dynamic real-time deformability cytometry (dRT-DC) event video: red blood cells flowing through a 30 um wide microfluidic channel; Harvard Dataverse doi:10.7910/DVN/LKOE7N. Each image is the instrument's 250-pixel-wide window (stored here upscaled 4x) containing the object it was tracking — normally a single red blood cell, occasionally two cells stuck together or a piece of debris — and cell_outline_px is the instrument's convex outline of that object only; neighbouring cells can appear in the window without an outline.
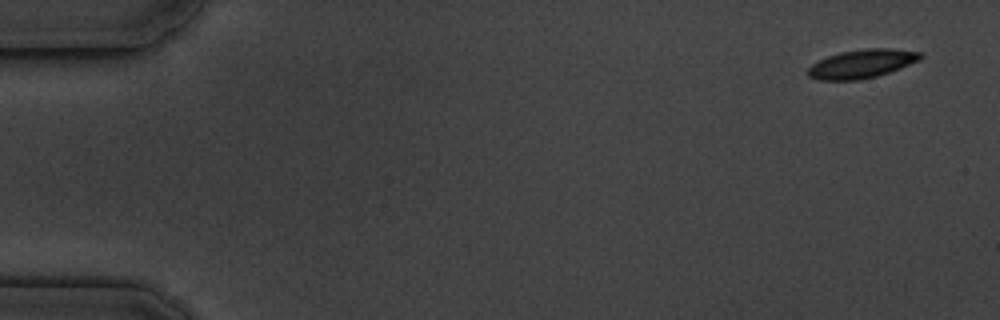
{"species": "common noctule bat (a hibernating species)", "species_latin": "Nyctalus noctula", "temperature_condition": "cold", "stored_images_in_passage": 4, "camera_frame_rate_fps": 3000, "um_per_image_px": 0.085, "animal": {"sex": "male", "body_mass_g": 19.5, "forearm_length_mm": 54.6}, "frame": {"image": 1, "passage_image": 1, "time_ms": 0.0, "image_size_px": [1000, 320], "cell_outline_px": [[924, 56], [920, 60], [900, 68], [876, 76], [860, 80], [816, 80], [808, 76], [808, 68], [812, 64], [828, 56], [840, 52], [868, 48], [888, 48], [920, 52]], "centroid_in_image_um": [73.25, 5.42], "position_along_channel_um": 11.8, "area_um2": 18.67}}